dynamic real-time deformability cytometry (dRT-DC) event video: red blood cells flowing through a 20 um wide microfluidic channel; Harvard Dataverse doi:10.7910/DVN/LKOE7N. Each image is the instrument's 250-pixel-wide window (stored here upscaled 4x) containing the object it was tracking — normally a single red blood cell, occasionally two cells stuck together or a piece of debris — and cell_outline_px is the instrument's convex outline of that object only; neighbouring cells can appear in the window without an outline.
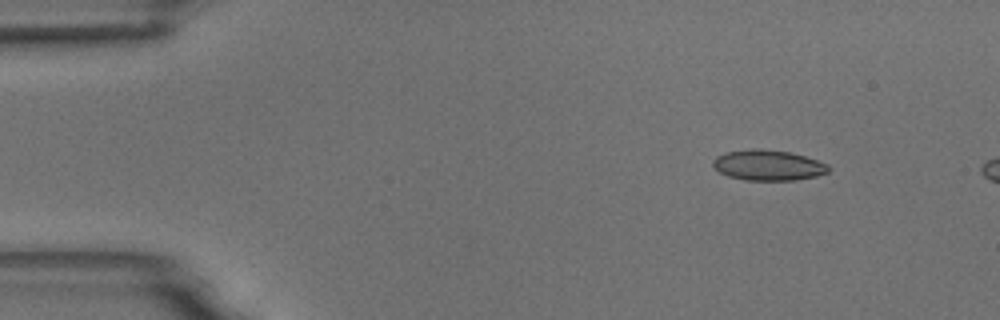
{"species": "common noctule bat (a hibernating species)", "species_latin": "Nyctalus noctula", "temperature_condition": "room temperature", "stored_images_in_passage": 4, "camera_frame_rate_fps": 3000, "um_per_image_px": 0.085, "animal": {"sex": "male", "body_mass_g": 18.8}, "frame": {"image": 1, "passage_image": 2, "time_ms": 1.0, "image_size_px": [1000, 320], "cell_outline_px": [[832, 168], [828, 172], [816, 176], [796, 180], [744, 180], [728, 176], [720, 172], [712, 164], [712, 160], [716, 156], [724, 152], [752, 148], [760, 148], [788, 152], [804, 156], [828, 164]], "centroid_in_image_um": [65.28, 14.04], "position_along_channel_um": 19.7, "area_um2": 20.63}}